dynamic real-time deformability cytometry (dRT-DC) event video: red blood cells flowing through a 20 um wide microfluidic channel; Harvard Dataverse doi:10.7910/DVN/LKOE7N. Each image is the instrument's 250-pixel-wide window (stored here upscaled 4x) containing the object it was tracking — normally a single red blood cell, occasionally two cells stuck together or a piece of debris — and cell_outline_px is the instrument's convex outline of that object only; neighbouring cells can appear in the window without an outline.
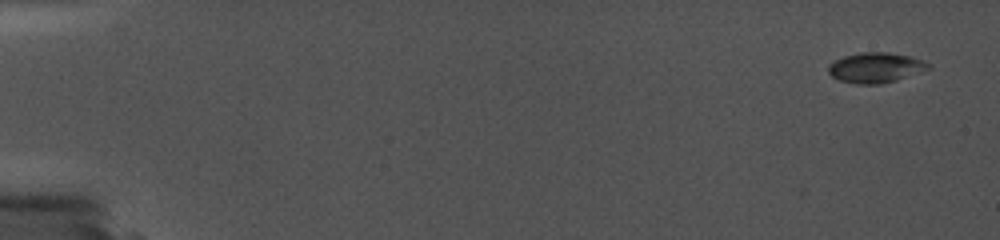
{"species": "common noctule bat (a hibernating species)", "species_latin": "Nyctalus noctula", "temperature_condition": "cold", "stored_images_in_passage": 3, "camera_frame_rate_fps": 5000, "um_per_image_px": 0.085, "animal": {"sex": "female", "body_mass_g": 19.0, "forearm_length_mm": 56.7}, "frame": {"image": 1, "passage_image": 1, "time_ms": 0.0, "image_size_px": [1000, 240], "cell_outline_px": [[692, 136], [648, 140], [620, 140], [540, 136], [532, 132], [532, 128], [552, 124], [632, 128], [684, 132]], "centroid_in_image_um": [51.4, 11.28], "position_along_channel_um": 33.6, "area_um2": 12.08}}